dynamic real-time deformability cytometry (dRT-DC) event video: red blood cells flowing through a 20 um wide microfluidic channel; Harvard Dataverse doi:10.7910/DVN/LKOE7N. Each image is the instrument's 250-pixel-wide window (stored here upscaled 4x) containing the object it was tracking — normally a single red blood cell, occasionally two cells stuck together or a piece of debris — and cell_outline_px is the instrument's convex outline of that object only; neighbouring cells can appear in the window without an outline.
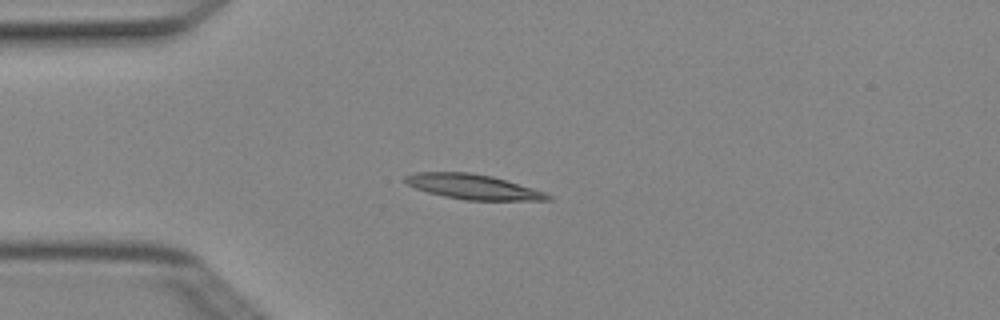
{"species": "Egyptian fruit bat (a non-hibernating species)", "species_latin": "Rousettus aegyptiacus", "temperature_condition": "cold", "stored_images_in_passage": 2, "camera_frame_rate_fps": 3000, "um_per_image_px": 0.085, "animal": {"sex": "female"}, "frame": {"image": 1, "passage_image": 2, "time_ms": 0.333, "image_size_px": [1000, 320], "cell_outline_px": [[552, 200], [464, 200], [444, 196], [428, 192], [416, 188], [408, 184], [404, 180], [404, 176], [416, 172], [468, 172], [492, 176], [532, 188], [544, 192], [552, 196]], "centroid_in_image_um": [40.19, 15.87], "position_along_channel_um": 44.8, "area_um2": 20.52}}